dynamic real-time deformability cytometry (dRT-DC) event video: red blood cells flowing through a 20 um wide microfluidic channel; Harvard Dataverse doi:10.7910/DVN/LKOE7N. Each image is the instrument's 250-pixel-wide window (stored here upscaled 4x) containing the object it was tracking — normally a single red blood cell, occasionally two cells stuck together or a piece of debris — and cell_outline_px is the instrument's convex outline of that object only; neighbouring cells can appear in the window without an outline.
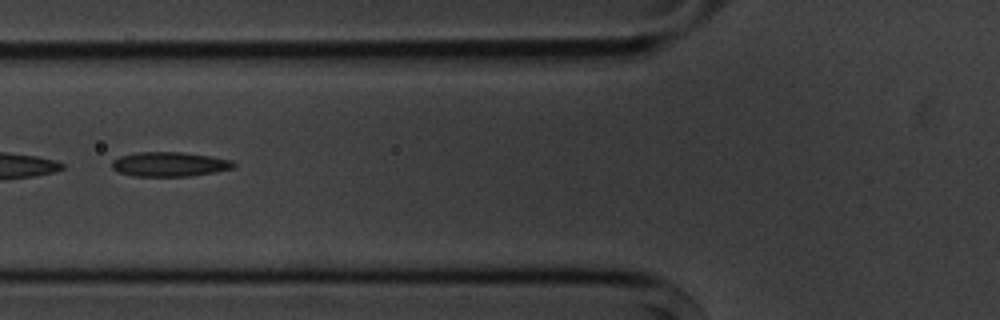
{"species": "common noctule bat (a hibernating species)", "species_latin": "Nyctalus noctula", "temperature_condition": "cold", "stored_images_in_passage": 7, "camera_frame_rate_fps": 3000, "um_per_image_px": 0.085, "animal": {"sex": "male", "body_mass_g": 20.1, "forearm_length_mm": 53.5}, "frame": {"image": 1, "passage_image": 6, "time_ms": 6.0, "image_size_px": [1000, 320], "cell_outline_px": [[236, 168], [188, 176], [132, 176], [116, 172], [112, 168], [112, 160], [120, 156], [136, 152], [184, 152], [232, 160], [236, 164]], "centroid_in_image_um": [14.37, 13.96], "position_along_channel_um": 111.4, "area_um2": 17.46}}